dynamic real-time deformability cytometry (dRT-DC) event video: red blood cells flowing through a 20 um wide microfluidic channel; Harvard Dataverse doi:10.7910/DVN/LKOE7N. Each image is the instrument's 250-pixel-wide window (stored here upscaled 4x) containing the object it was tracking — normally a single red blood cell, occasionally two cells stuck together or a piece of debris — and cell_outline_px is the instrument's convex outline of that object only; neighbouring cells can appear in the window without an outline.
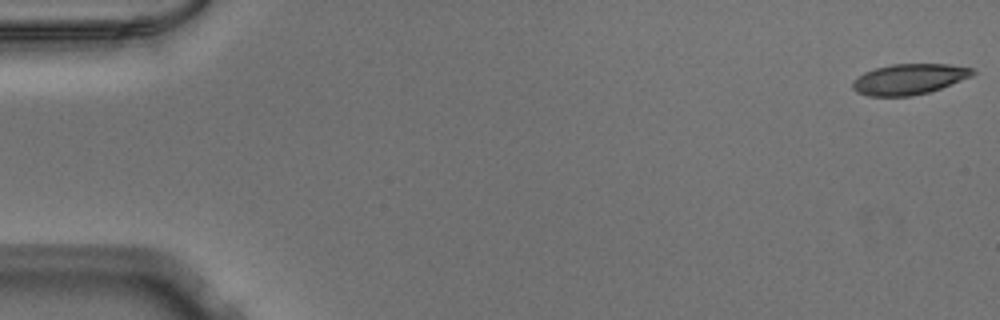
{"species": "Egyptian fruit bat (a non-hibernating species)", "species_latin": "Rousettus aegyptiacus", "temperature_condition": "warm", "stored_images_in_passage": 52, "camera_frame_rate_fps": 3000, "um_per_image_px": 0.085, "animal": {"sex": "male"}, "frame": {"image": 1, "passage_image": 1, "time_ms": 0.0, "image_size_px": [1000, 320], "cell_outline_px": [[976, 72], [972, 76], [940, 88], [928, 92], [912, 96], [868, 96], [856, 92], [852, 88], [852, 80], [864, 72], [876, 68], [892, 64], [948, 64], [972, 68]], "centroid_in_image_um": [77.24, 6.73], "position_along_channel_um": 7.8, "area_um2": 21.39}}
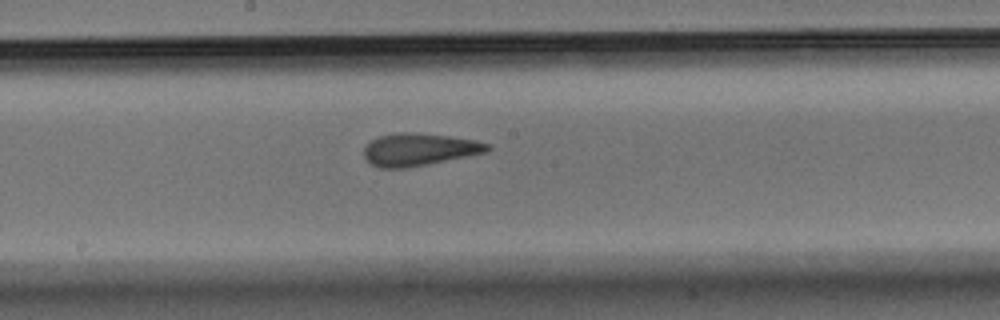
{"frame": {"image": 2, "passage_image": 28, "time_ms": 9.0, "image_size_px": [1000, 320], "cell_outline_px": [[492, 148], [488, 152], [408, 168], [380, 168], [368, 164], [364, 156], [364, 148], [376, 136], [400, 132], [408, 132], [448, 136], [476, 140], [488, 144]], "centroid_in_image_um": [35.6, 12.72], "position_along_channel_um": 212.6, "area_um2": 23.47}}
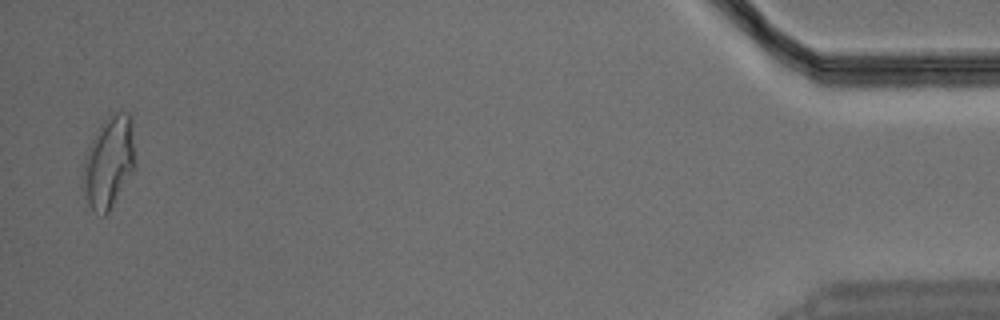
{"frame": {"image": 3, "passage_image": 51, "time_ms": 16.667, "image_size_px": [1000, 320], "cell_outline_px": [[136, 168], [108, 212], [104, 216], [100, 216], [88, 204], [80, 188], [80, 176], [84, 160], [88, 148], [100, 124], [112, 112], [128, 112], [132, 116], [136, 164]], "centroid_in_image_um": [9.24, 13.79], "position_along_channel_um": 426.0, "area_um2": 28.78}}